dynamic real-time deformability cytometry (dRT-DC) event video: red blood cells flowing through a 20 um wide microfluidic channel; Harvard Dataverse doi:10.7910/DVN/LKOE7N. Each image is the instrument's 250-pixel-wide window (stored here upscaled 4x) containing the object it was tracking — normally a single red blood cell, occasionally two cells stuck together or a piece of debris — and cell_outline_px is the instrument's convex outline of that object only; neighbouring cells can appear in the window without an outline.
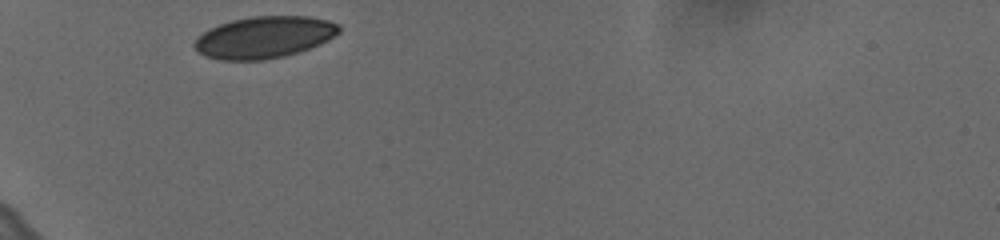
{"species": "human", "species_latin": "Homo sapiens", "temperature_condition": "cold", "stored_images_in_passage": 31, "camera_frame_rate_fps": 3000, "um_per_image_px": 0.085, "donor": {"sex": "female"}, "frame": {"image": 1, "passage_image": 1, "time_ms": 0.0, "image_size_px": [1000, 240], "cell_outline_px": [[340, 32], [328, 40], [320, 44], [300, 52], [284, 56], [264, 60], [220, 60], [204, 56], [192, 44], [208, 28], [232, 20], [252, 16], [308, 16], [328, 20], [340, 24]], "centroid_in_image_um": [22.49, 3.17], "position_along_channel_um": 62.5, "area_um2": 35.32}}
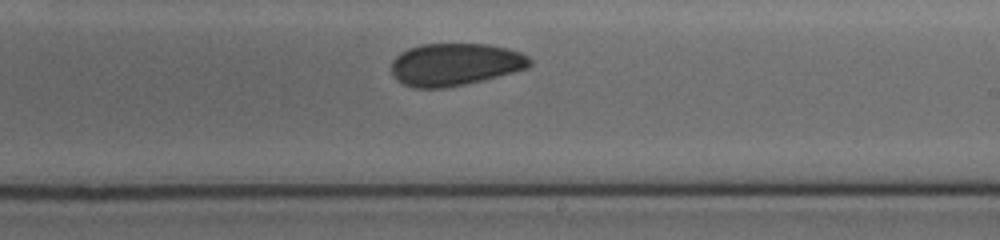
{"frame": {"image": 2, "passage_image": 18, "time_ms": 5.667, "image_size_px": [1000, 240], "cell_outline_px": [[532, 64], [528, 68], [484, 80], [444, 88], [416, 88], [404, 84], [396, 80], [392, 72], [392, 60], [400, 52], [408, 48], [420, 44], [488, 44], [508, 48], [520, 52], [528, 56], [532, 60]], "centroid_in_image_um": [38.69, 5.47], "position_along_channel_um": 250.3, "area_um2": 34.39}}
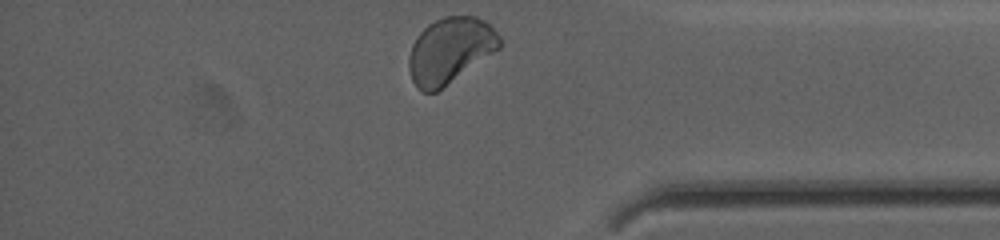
{"frame": {"image": 3, "passage_image": 31, "time_ms": 10.0, "image_size_px": [1000, 240], "cell_outline_px": [[500, 48], [436, 92], [420, 92], [416, 88], [412, 80], [408, 68], [408, 56], [412, 44], [420, 32], [428, 24], [444, 16], [476, 16], [484, 20], [500, 36]], "centroid_in_image_um": [38.22, 4.29], "position_along_channel_um": 397.0, "area_um2": 34.62}, "authors_computed_cell_mechanics": {"area_um2": 34.8534, "velocity_mm_per_s": 3.6044, "shape_relaxation_time_tau1_ms": 7.3397, "shape_relaxation_time_tau2_ms": 4.5813, "deformation_change_tau1": 0.0898, "deformation_change_tau2": 0.0568}}